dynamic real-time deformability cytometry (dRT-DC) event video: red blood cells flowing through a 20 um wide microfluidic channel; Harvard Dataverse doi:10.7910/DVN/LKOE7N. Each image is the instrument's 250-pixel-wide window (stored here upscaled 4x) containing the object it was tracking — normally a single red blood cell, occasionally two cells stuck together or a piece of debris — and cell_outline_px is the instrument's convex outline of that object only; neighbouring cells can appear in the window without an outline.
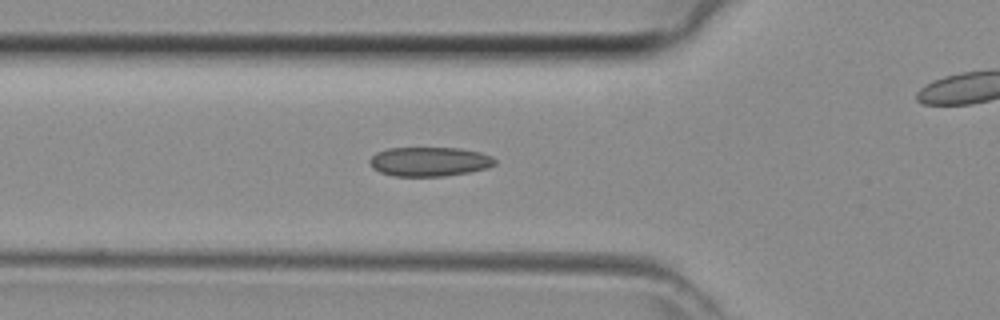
{"species": "common noctule bat (a hibernating species)", "species_latin": "Nyctalus noctula", "temperature_condition": "room temperature", "stored_images_in_passage": 31, "camera_frame_rate_fps": 3000, "um_per_image_px": 0.085, "animal": {"sex": "female", "body_mass_g": 29.2, "forearm_length_mm": 56.3}, "frame": {"image": 1, "passage_image": 2, "time_ms": 0.333, "image_size_px": [1000, 320], "cell_outline_px": [[496, 164], [488, 168], [468, 172], [444, 176], [392, 176], [380, 172], [372, 168], [368, 164], [368, 160], [376, 152], [388, 148], [460, 148], [480, 152], [492, 156], [496, 160]], "centroid_in_image_um": [36.48, 13.73], "position_along_channel_um": 89.3, "area_um2": 21.56}}
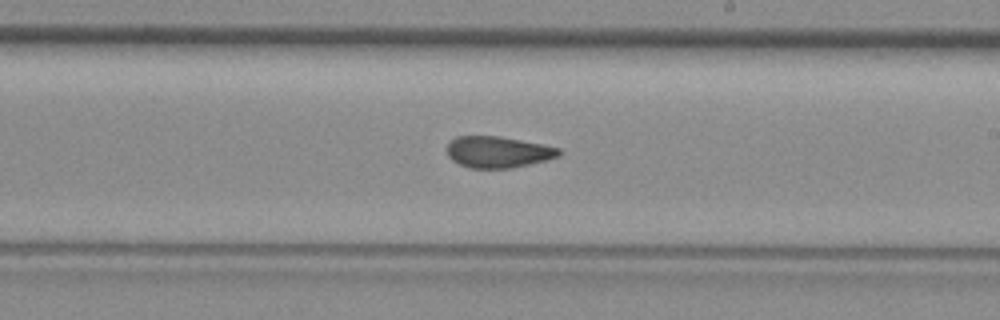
{"frame": {"image": 2, "passage_image": 12, "time_ms": 3.667, "image_size_px": [1000, 320], "cell_outline_px": [[560, 156], [512, 168], [468, 168], [452, 160], [448, 156], [448, 140], [456, 136], [500, 136], [544, 144], [560, 148]], "centroid_in_image_um": [42.31, 12.91], "position_along_channel_um": 246.7, "area_um2": 20.52}}
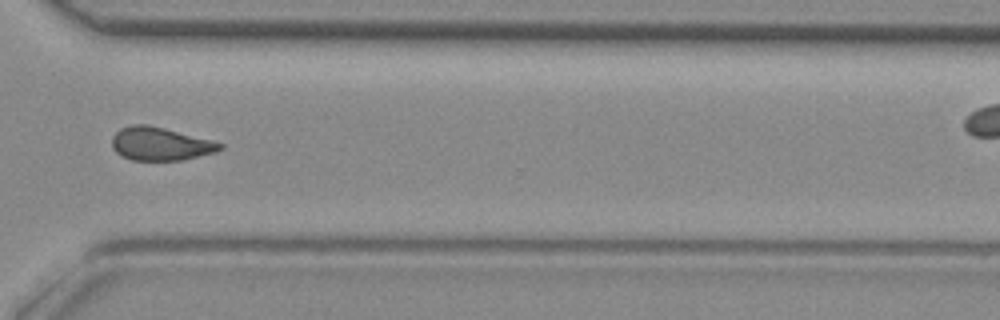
{"frame": {"image": 3, "passage_image": 19, "time_ms": 6.0, "image_size_px": [1000, 320], "cell_outline_px": [[224, 148], [216, 152], [184, 160], [132, 160], [116, 152], [112, 148], [112, 136], [120, 128], [132, 124], [148, 124], [212, 140], [224, 144]], "centroid_in_image_um": [13.64, 12.22], "position_along_channel_um": 357.0, "area_um2": 20.98}}